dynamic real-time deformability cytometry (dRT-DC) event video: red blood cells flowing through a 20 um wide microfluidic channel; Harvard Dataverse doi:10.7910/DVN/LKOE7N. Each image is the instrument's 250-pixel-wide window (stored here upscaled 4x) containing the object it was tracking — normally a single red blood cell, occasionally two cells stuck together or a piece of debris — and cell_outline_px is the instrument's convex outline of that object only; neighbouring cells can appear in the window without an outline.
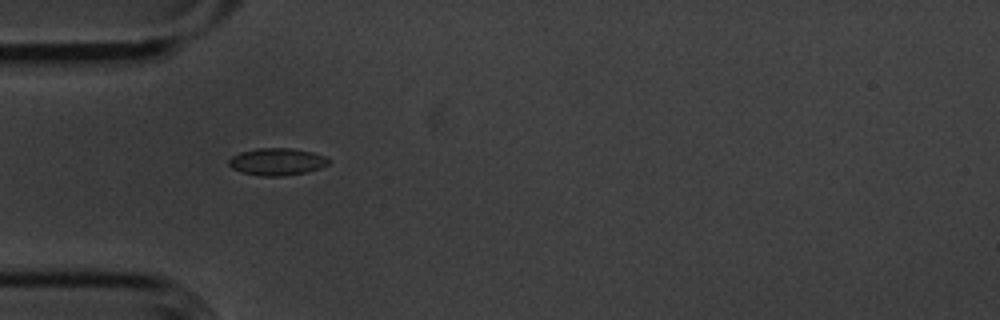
{"species": "common noctule bat (a hibernating species)", "species_latin": "Nyctalus noctula", "temperature_condition": "cold", "stored_images_in_passage": 40, "camera_frame_rate_fps": 3000, "um_per_image_px": 0.085, "animal": {"sex": "male", "body_mass_g": 20.1, "forearm_length_mm": 53.5}, "frame": {"image": 1, "passage_image": 2, "time_ms": 0.333, "image_size_px": [1000, 320], "cell_outline_px": [[328, 164], [320, 168], [308, 172], [280, 176], [260, 176], [244, 172], [232, 168], [228, 164], [228, 160], [232, 156], [240, 152], [256, 148], [292, 148], [312, 152], [324, 156], [328, 160]], "centroid_in_image_um": [23.53, 13.74], "position_along_channel_um": 61.5, "area_um2": 15.72}}
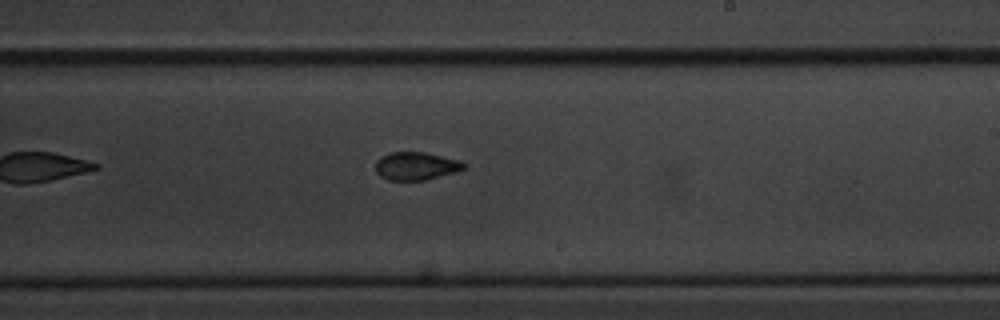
{"frame": {"image": 2, "passage_image": 18, "time_ms": 5.667, "image_size_px": [1000, 320], "cell_outline_px": [[464, 168], [456, 172], [424, 180], [388, 180], [380, 176], [376, 172], [376, 160], [380, 156], [392, 152], [424, 152], [460, 160], [464, 164]], "centroid_in_image_um": [35.33, 14.11], "position_along_channel_um": 253.7, "area_um2": 14.33}}
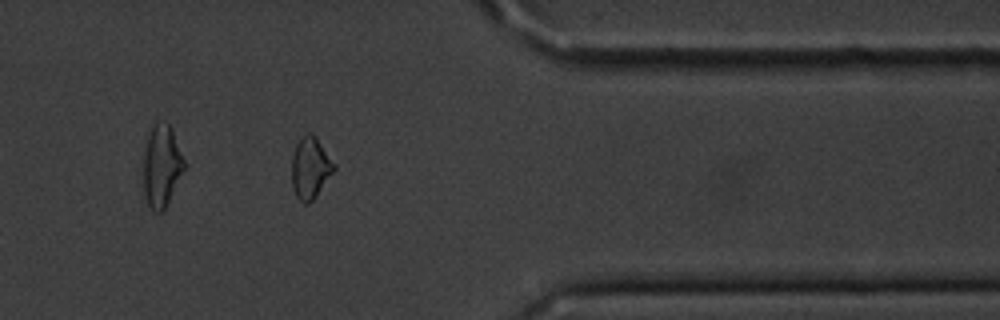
{"frame": {"image": 3, "passage_image": 30, "time_ms": 9.667, "image_size_px": [1000, 320], "cell_outline_px": [[336, 168], [312, 200], [308, 204], [304, 204], [296, 196], [292, 184], [292, 156], [296, 144], [308, 132], [312, 132], [316, 136], [336, 164]], "centroid_in_image_um": [26.38, 14.25], "position_along_channel_um": 385.0, "area_um2": 15.03}, "authors_computed_cell_mechanics": {"area_um2": 14.8546, "velocity_mm_per_s": 3.6308, "shape_relaxation_time_tau1_ms": 8.6918, "shape_relaxation_time_tau2_ms": 1.5492, "deformation_change_tau1": 0.1368, "deformation_change_tau2": 0.058}}